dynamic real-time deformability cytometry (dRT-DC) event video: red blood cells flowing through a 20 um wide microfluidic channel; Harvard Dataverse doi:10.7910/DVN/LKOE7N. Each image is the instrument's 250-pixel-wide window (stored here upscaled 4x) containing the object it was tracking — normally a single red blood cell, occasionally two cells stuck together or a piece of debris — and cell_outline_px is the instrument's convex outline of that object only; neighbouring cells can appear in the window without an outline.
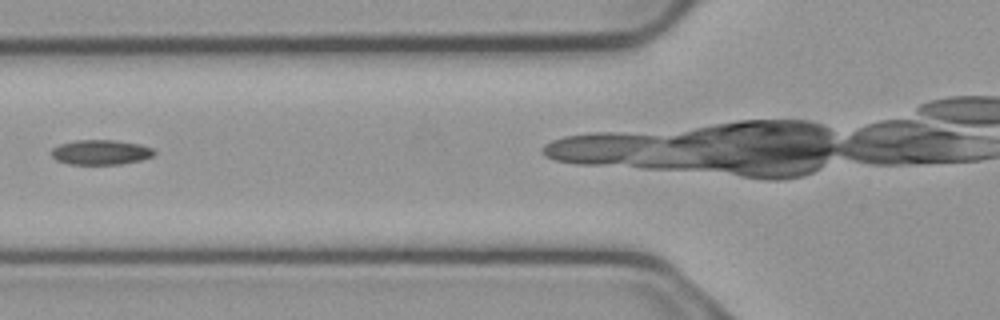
{"species": "common noctule bat (a hibernating species)", "species_latin": "Nyctalus noctula", "temperature_condition": "cold", "stored_images_in_passage": 7, "camera_frame_rate_fps": 3000, "um_per_image_px": 0.085, "animal": {"sex": "male", "body_mass_g": 23.1, "forearm_length_mm": 52.7}, "frame": {"image": 1, "passage_image": 6, "time_ms": 1.667, "image_size_px": [1000, 320], "cell_outline_px": [[156, 152], [152, 156], [140, 160], [120, 164], [68, 164], [56, 160], [52, 156], [52, 148], [60, 144], [76, 140], [116, 140], [140, 144], [152, 148]], "centroid_in_image_um": [8.56, 12.94], "position_along_channel_um": 117.2, "area_um2": 14.85}}